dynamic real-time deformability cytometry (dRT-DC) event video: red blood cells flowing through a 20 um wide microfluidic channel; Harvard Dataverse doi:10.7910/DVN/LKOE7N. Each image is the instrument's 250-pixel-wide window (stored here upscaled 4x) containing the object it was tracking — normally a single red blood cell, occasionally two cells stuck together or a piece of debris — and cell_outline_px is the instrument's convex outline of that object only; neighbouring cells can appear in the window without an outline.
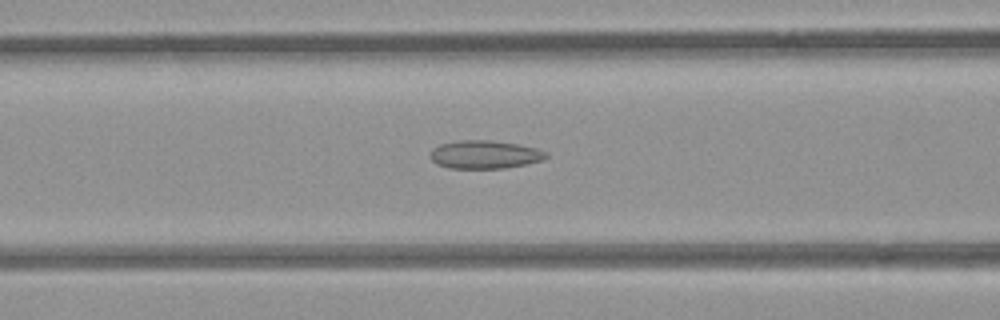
{"species": "common noctule bat (a hibernating species)", "species_latin": "Nyctalus noctula", "temperature_condition": "room temperature", "stored_images_in_passage": 48, "camera_frame_rate_fps": 3000, "um_per_image_px": 0.085, "animal": {"sex": "female", "body_mass_g": 21.9}, "frame": {"image": 1, "passage_image": 22, "time_ms": 7.0, "image_size_px": [1000, 320], "cell_outline_px": [[548, 156], [544, 160], [504, 168], [448, 168], [436, 164], [428, 156], [432, 148], [440, 144], [460, 140], [492, 140], [520, 144], [536, 148], [548, 152]], "centroid_in_image_um": [41.19, 13.13], "position_along_channel_um": 125.4, "area_um2": 19.25}}
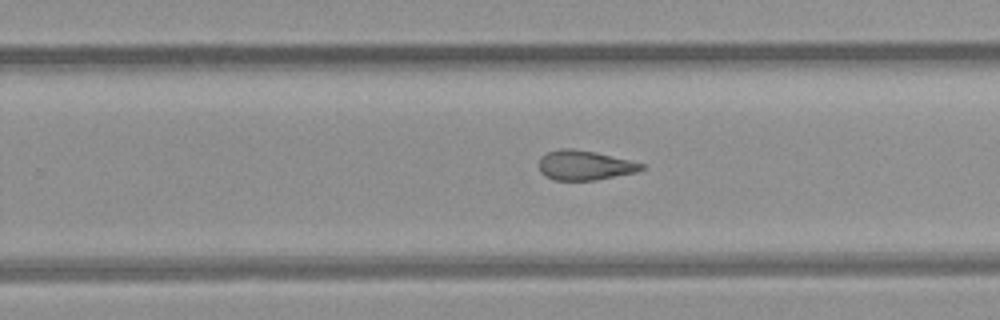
{"frame": {"image": 2, "passage_image": 34, "time_ms": 11.0, "image_size_px": [1000, 320], "cell_outline_px": [[644, 168], [636, 172], [596, 180], [556, 180], [544, 176], [540, 172], [540, 156], [548, 152], [560, 148], [572, 148], [596, 152], [644, 164]], "centroid_in_image_um": [49.67, 14.04], "position_along_channel_um": 280.1, "area_um2": 17.63}}
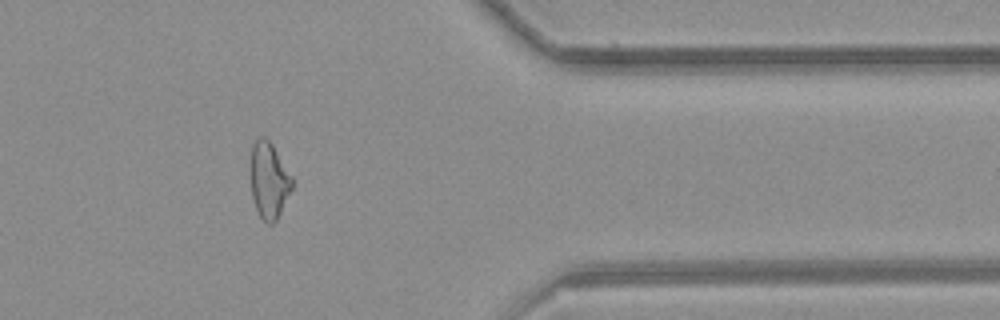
{"frame": {"image": 3, "passage_image": 44, "time_ms": 14.333, "image_size_px": [1000, 320], "cell_outline_px": [[292, 188], [276, 220], [272, 224], [268, 224], [260, 216], [256, 208], [252, 196], [252, 144], [260, 136], [264, 136], [272, 144], [292, 176]], "centroid_in_image_um": [22.87, 15.32], "position_along_channel_um": 388.5, "area_um2": 17.92}, "authors_computed_cell_mechanics": {"area_um2": 19.2185, "velocity_mm_per_s": 3.8738, "shape_relaxation_time_tau1_ms": null, "shape_relaxation_time_tau2_ms": 4.2333, "deformation_change_tau1": null, "deformation_change_tau2": 0.1278}}